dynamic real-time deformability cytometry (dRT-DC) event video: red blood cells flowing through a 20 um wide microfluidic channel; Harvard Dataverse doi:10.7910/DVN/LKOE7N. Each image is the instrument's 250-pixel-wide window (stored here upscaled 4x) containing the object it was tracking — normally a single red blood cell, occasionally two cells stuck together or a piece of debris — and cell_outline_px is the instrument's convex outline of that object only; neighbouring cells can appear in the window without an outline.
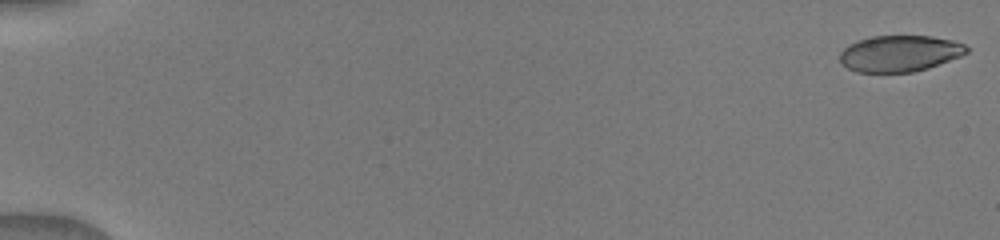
{"species": "human", "species_latin": "Homo sapiens", "temperature_condition": "warm", "stored_images_in_passage": 44, "camera_frame_rate_fps": 3000, "um_per_image_px": 0.085, "donor": {"sex": "male"}, "frame": {"image": 1, "passage_image": 1, "time_ms": 0.0, "image_size_px": [1000, 240], "cell_outline_px": [[968, 52], [960, 56], [928, 68], [912, 72], [856, 72], [840, 64], [840, 52], [848, 44], [856, 40], [872, 36], [932, 36], [952, 40], [964, 44], [968, 48]], "centroid_in_image_um": [76.44, 4.54], "position_along_channel_um": 8.6, "area_um2": 26.88}}
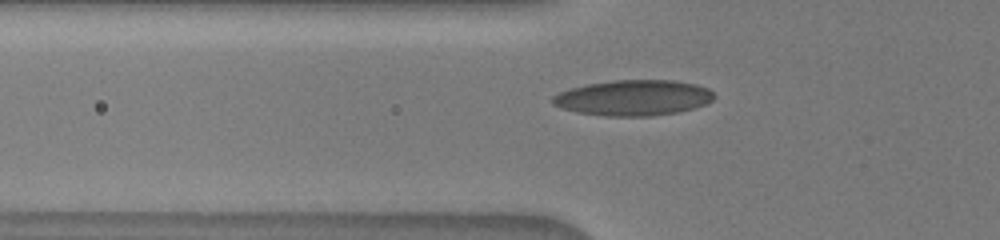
{"frame": {"image": 2, "passage_image": 36, "time_ms": 6.0, "image_size_px": [1000, 240], "cell_outline_px": [[716, 96], [712, 100], [704, 104], [692, 108], [676, 112], [652, 116], [604, 116], [576, 112], [560, 108], [552, 104], [552, 96], [568, 88], [588, 84], [612, 80], [676, 80], [696, 84], [708, 88]], "centroid_in_image_um": [53.81, 8.31], "position_along_channel_um": 72.0, "area_um2": 33.64}}
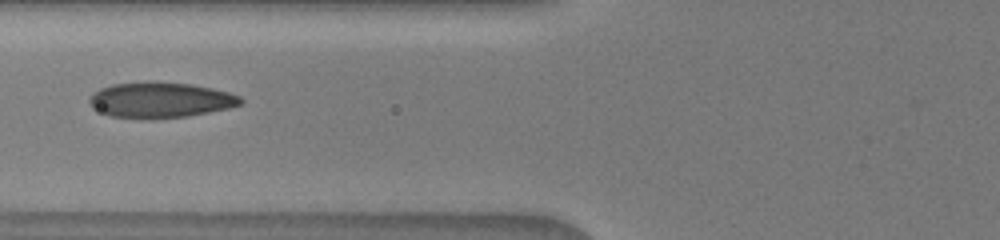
{"frame": {"image": 3, "passage_image": 43, "time_ms": 7.0, "image_size_px": [1000, 240], "cell_outline_px": [[244, 100], [240, 104], [228, 108], [188, 116], [148, 120], [112, 116], [92, 108], [88, 104], [88, 100], [100, 88], [112, 84], [152, 80], [192, 84], [212, 88], [228, 92], [240, 96]], "centroid_in_image_um": [13.61, 8.49], "position_along_channel_um": 112.2, "area_um2": 31.73}}